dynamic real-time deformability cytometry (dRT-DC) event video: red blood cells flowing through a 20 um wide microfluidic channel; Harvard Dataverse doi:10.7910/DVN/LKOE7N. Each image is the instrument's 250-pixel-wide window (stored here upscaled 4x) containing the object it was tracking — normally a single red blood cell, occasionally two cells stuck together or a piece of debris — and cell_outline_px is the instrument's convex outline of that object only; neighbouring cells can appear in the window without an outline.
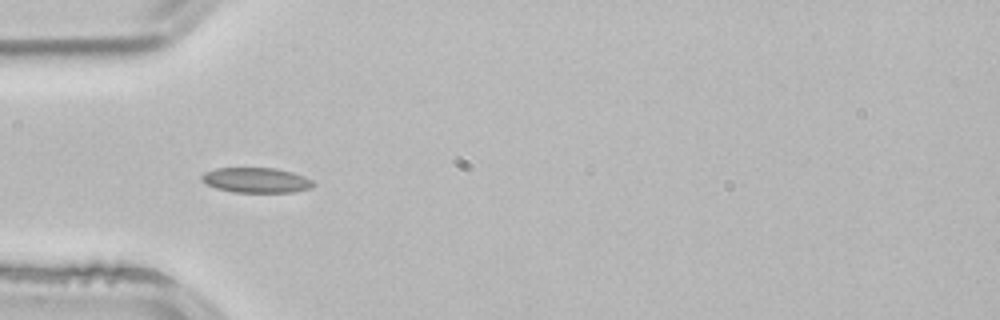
{"species": "common noctule bat (a hibernating species)", "species_latin": "Nyctalus noctula", "temperature_condition": "room temperature", "stored_images_in_passage": 34, "camera_frame_rate_fps": 3000, "um_per_image_px": 0.085, "animal": {"sex": "male", "body_mass_g": 21.5, "forearm_length_mm": 52.0}, "frame": {"image": 1, "passage_image": 1, "time_ms": 0.0, "image_size_px": [1000, 320], "cell_outline_px": [[316, 184], [312, 188], [292, 192], [232, 192], [216, 188], [200, 180], [200, 176], [204, 172], [216, 168], [276, 168], [292, 172], [304, 176], [312, 180]], "centroid_in_image_um": [21.78, 15.31], "position_along_channel_um": 63.2, "area_um2": 16.42}, "authors_computed_cell_mechanics": {"area_um2": 16.6175, "velocity_mm_per_s": 3.8587, "shape_relaxation_time_tau1_ms": null, "shape_relaxation_time_tau2_ms": 6.7746, "deformation_change_tau1": null, "deformation_change_tau2": 0.1189}}